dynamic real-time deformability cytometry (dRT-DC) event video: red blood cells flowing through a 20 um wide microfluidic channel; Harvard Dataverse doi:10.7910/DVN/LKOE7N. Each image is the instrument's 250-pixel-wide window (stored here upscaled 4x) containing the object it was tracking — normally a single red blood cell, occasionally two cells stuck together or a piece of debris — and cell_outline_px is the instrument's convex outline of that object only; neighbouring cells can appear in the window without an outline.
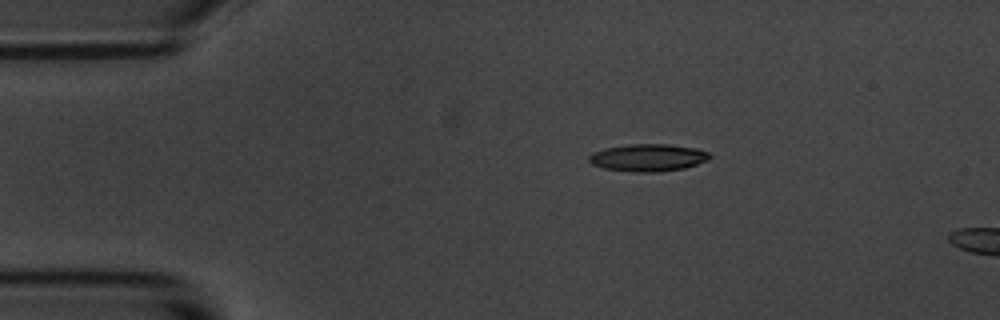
{"species": "common noctule bat (a hibernating species)", "species_latin": "Nyctalus noctula", "temperature_condition": "room temperature", "stored_images_in_passage": 5, "camera_frame_rate_fps": 3000, "um_per_image_px": 0.085, "animal": {"sex": "male", "body_mass_g": 20.1, "forearm_length_mm": 53.5}, "frame": {"image": 1, "passage_image": 3, "time_ms": 3.333, "image_size_px": [1000, 320], "cell_outline_px": [[712, 156], [708, 160], [684, 168], [660, 172], [636, 172], [604, 168], [592, 164], [588, 160], [588, 156], [592, 152], [608, 148], [632, 144], [668, 144], [696, 148], [708, 152]], "centroid_in_image_um": [55.1, 13.4], "position_along_channel_um": 29.9, "area_um2": 19.13}}